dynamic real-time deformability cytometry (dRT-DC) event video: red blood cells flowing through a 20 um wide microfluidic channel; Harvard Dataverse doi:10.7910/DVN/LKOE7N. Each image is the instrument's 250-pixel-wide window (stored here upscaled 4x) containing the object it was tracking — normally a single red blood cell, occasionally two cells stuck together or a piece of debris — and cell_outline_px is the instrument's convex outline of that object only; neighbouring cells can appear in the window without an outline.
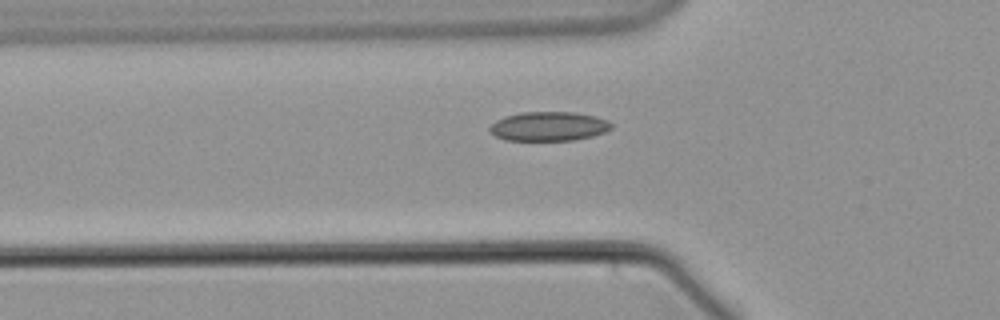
{"species": "common noctule bat (a hibernating species)", "species_latin": "Nyctalus noctula", "temperature_condition": "warm", "stored_images_in_passage": 37, "camera_frame_rate_fps": 3000, "um_per_image_px": 0.085, "animal": {"sex": "male", "body_mass_g": 21.5, "forearm_length_mm": 52.0}, "frame": {"image": 1, "passage_image": 4, "time_ms": 1.0, "image_size_px": [1000, 320], "cell_outline_px": [[612, 128], [604, 132], [592, 136], [576, 140], [504, 140], [488, 132], [488, 128], [496, 120], [504, 116], [520, 112], [572, 112], [596, 116], [608, 120], [612, 124]], "centroid_in_image_um": [46.62, 10.73], "position_along_channel_um": 79.2, "area_um2": 20.87}}
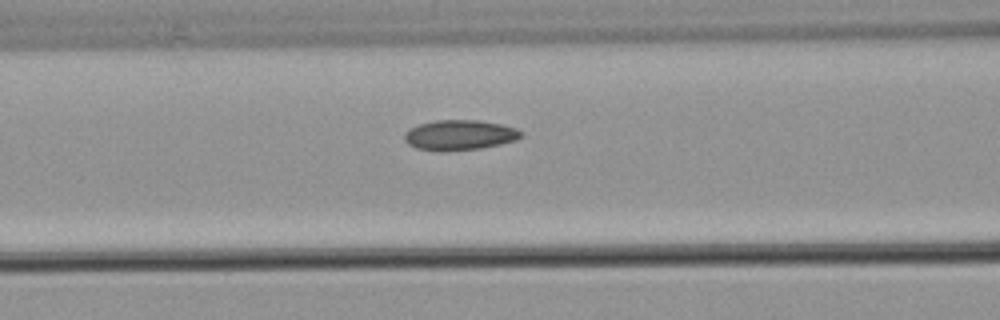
{"frame": {"image": 2, "passage_image": 8, "time_ms": 2.333, "image_size_px": [1000, 320], "cell_outline_px": [[524, 132], [516, 140], [500, 144], [480, 148], [440, 152], [416, 148], [408, 144], [404, 140], [404, 132], [408, 128], [420, 124], [436, 120], [480, 120], [500, 124], [516, 128]], "centroid_in_image_um": [39.03, 11.48], "position_along_channel_um": 127.6, "area_um2": 20.63}}
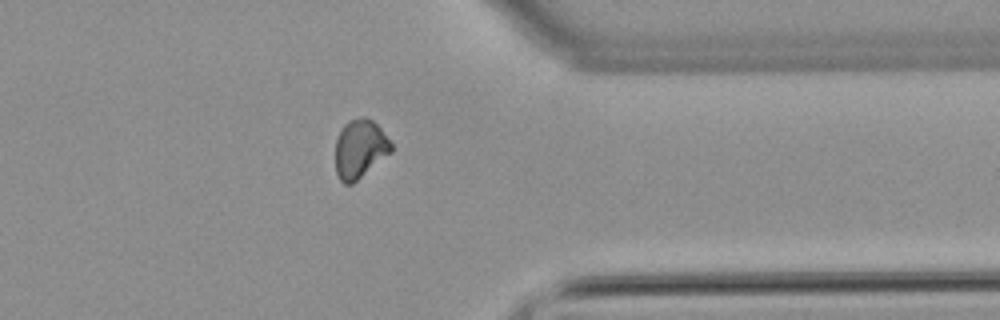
{"frame": {"image": 3, "passage_image": 30, "time_ms": 9.667, "image_size_px": [1000, 320], "cell_outline_px": [[392, 152], [352, 184], [344, 184], [340, 180], [336, 172], [336, 140], [344, 124], [348, 120], [360, 116], [364, 116], [372, 120], [380, 128], [392, 144]], "centroid_in_image_um": [30.59, 12.64], "position_along_channel_um": 380.8, "area_um2": 19.02}}